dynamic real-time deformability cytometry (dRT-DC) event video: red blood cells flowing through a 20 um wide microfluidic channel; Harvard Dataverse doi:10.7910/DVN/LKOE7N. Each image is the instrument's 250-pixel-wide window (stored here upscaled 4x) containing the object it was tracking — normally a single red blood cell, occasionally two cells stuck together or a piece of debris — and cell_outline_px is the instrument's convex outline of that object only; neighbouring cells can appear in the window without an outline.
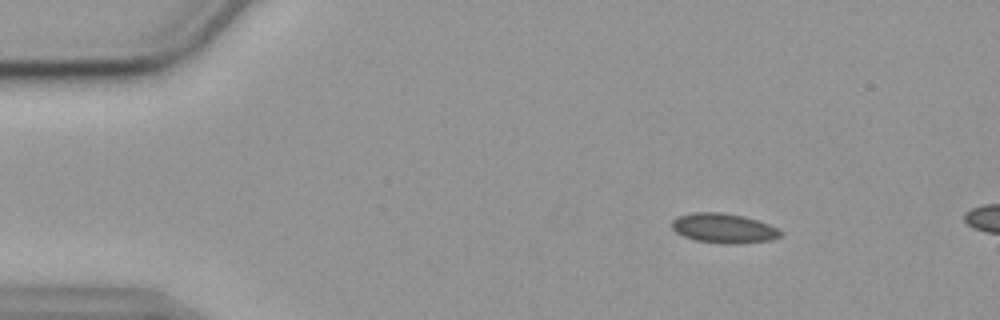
{"species": "common noctule bat (a hibernating species)", "species_latin": "Nyctalus noctula", "temperature_condition": "cold", "stored_images_in_passage": 13, "camera_frame_rate_fps": 3000, "um_per_image_px": 0.085, "animal": {"sex": "female", "body_mass_g": 19.9}, "frame": {"image": 1, "passage_image": 8, "time_ms": 2.333, "image_size_px": [1000, 320], "cell_outline_px": [[784, 232], [780, 236], [772, 240], [736, 244], [728, 244], [696, 240], [684, 236], [676, 232], [672, 228], [672, 220], [676, 216], [692, 212], [724, 212], [744, 216], [768, 224]], "centroid_in_image_um": [61.5, 19.39], "position_along_channel_um": 23.5, "area_um2": 18.84}}